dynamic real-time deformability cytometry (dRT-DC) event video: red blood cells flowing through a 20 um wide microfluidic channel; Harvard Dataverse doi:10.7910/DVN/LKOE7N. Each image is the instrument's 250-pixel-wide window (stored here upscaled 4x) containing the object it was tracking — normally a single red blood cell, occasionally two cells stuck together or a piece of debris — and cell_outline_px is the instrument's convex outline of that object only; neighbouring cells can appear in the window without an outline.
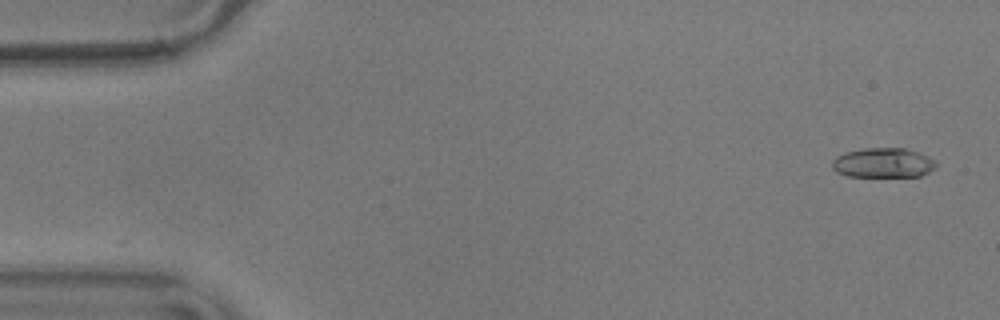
{"species": "common noctule bat (a hibernating species)", "species_latin": "Nyctalus noctula", "temperature_condition": "warm", "stored_images_in_passage": 55, "camera_frame_rate_fps": 3000, "um_per_image_px": 0.085, "animal": {"sex": "male", "body_mass_g": 17.9}, "frame": {"image": 1, "passage_image": 1, "time_ms": 0.0, "image_size_px": [1000, 320], "cell_outline_px": [[936, 168], [920, 176], [848, 176], [836, 172], [832, 168], [832, 160], [836, 156], [844, 152], [864, 148], [904, 148], [928, 156], [936, 160]], "centroid_in_image_um": [75.05, 13.83], "position_along_channel_um": 9.9, "area_um2": 18.03}}
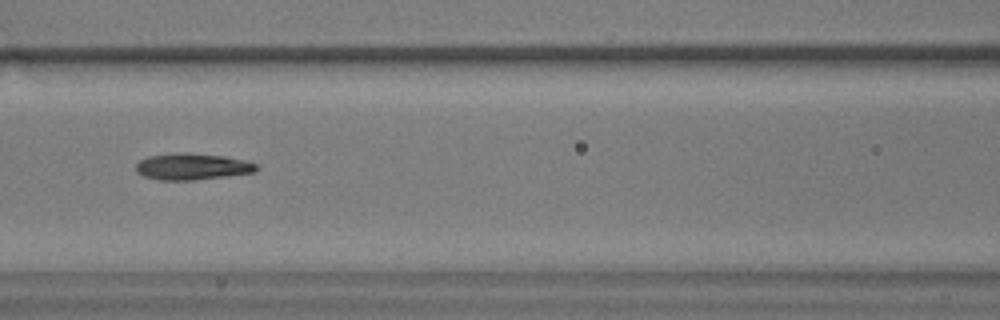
{"frame": {"image": 2, "passage_image": 23, "time_ms": 7.333, "image_size_px": [1000, 320], "cell_outline_px": [[260, 168], [256, 172], [228, 176], [192, 180], [160, 180], [144, 176], [136, 172], [136, 164], [140, 160], [148, 156], [180, 152], [184, 152], [228, 156], [248, 160], [256, 164]], "centroid_in_image_um": [16.39, 14.15], "position_along_channel_um": 150.2, "area_um2": 18.9}}
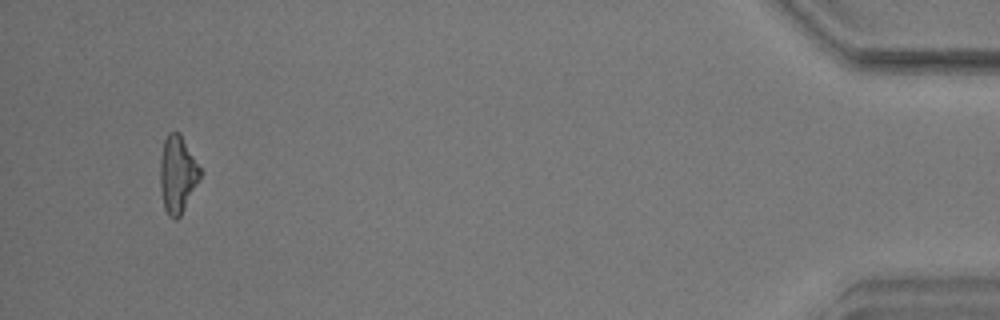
{"frame": {"image": 3, "passage_image": 52, "time_ms": 17.0, "image_size_px": [1000, 320], "cell_outline_px": [[200, 180], [180, 216], [176, 220], [168, 216], [164, 208], [160, 188], [160, 160], [164, 140], [168, 132], [180, 132], [200, 168]], "centroid_in_image_um": [15.07, 14.83], "position_along_channel_um": 420.1, "area_um2": 17.98}, "authors_computed_cell_mechanics": {"area_um2": 18.0336, "velocity_mm_per_s": 3.599, "shape_relaxation_time_tau1_ms": 4.2238, "shape_relaxation_time_tau2_ms": 4.9848, "deformation_change_tau1": 0.1818, "deformation_change_tau2": 0.1328}}